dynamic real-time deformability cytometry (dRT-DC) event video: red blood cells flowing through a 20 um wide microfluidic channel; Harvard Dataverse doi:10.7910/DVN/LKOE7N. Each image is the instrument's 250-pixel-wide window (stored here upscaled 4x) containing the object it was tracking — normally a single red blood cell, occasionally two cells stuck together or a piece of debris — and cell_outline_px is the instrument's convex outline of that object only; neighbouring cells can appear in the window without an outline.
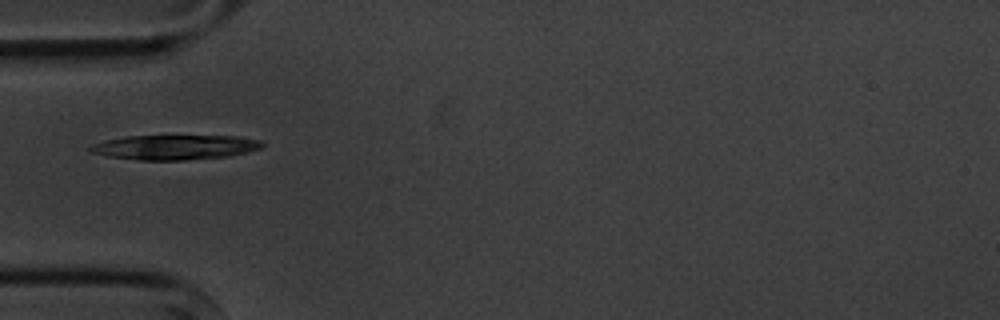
{"species": "common noctule bat (a hibernating species)", "species_latin": "Nyctalus noctula", "temperature_condition": "cold", "stored_images_in_passage": 6, "camera_frame_rate_fps": 3000, "um_per_image_px": 0.085, "animal": {"sex": "male", "body_mass_g": 20.1, "forearm_length_mm": 53.5}, "frame": {"image": 1, "passage_image": 4, "time_ms": 4.667, "image_size_px": [1000, 320], "cell_outline_px": [[264, 144], [260, 148], [228, 156], [184, 160], [136, 160], [104, 156], [88, 152], [88, 148], [92, 144], [104, 140], [128, 136], [236, 136], [260, 140]], "centroid_in_image_um": [14.76, 12.52], "position_along_channel_um": 70.2, "area_um2": 24.8}}
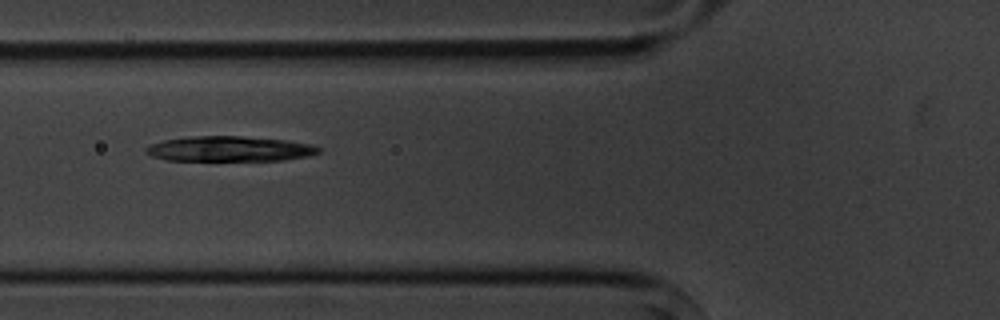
{"frame": {"image": 2, "passage_image": 5, "time_ms": 5.667, "image_size_px": [1000, 320], "cell_outline_px": [[320, 152], [308, 156], [284, 160], [168, 160], [152, 156], [144, 152], [144, 148], [152, 144], [164, 140], [184, 136], [240, 136], [284, 140], [312, 144], [320, 148]], "centroid_in_image_um": [19.49, 12.65], "position_along_channel_um": 106.3, "area_um2": 25.26}}
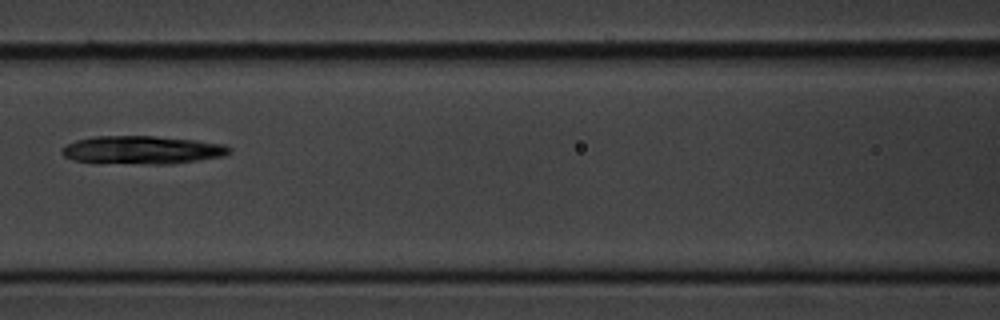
{"frame": {"image": 3, "passage_image": 6, "time_ms": 7.0, "image_size_px": [1000, 320], "cell_outline_px": [[232, 152], [224, 156], [168, 164], [144, 164], [72, 160], [64, 156], [60, 152], [60, 148], [64, 144], [76, 140], [92, 136], [156, 136], [196, 140], [224, 144], [232, 148]], "centroid_in_image_um": [12.07, 12.73], "position_along_channel_um": 154.5, "area_um2": 27.51}}